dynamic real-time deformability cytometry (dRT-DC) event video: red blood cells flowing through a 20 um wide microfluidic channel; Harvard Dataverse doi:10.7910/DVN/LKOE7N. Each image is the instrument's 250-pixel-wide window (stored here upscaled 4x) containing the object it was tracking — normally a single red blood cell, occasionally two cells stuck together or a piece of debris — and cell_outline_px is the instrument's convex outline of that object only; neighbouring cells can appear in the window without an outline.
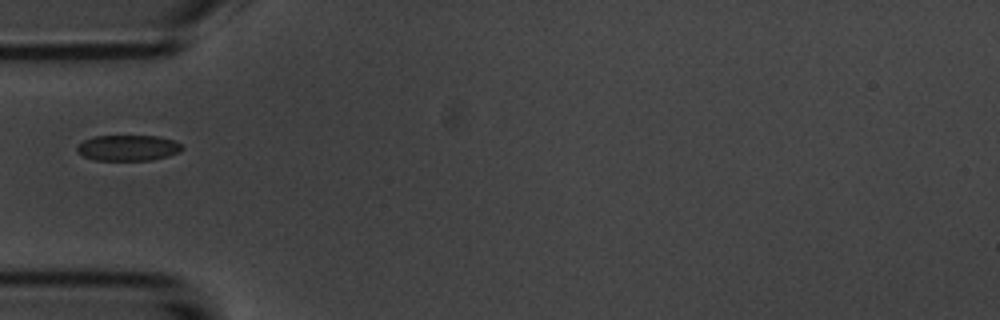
{"species": "common noctule bat (a hibernating species)", "species_latin": "Nyctalus noctula", "temperature_condition": "room temperature", "stored_images_in_passage": 2, "camera_frame_rate_fps": 3000, "um_per_image_px": 0.085, "animal": {"sex": "male", "body_mass_g": 20.1, "forearm_length_mm": 53.5}, "frame": {"image": 1, "passage_image": 2, "time_ms": 2.0, "image_size_px": [1000, 320], "cell_outline_px": [[184, 148], [180, 152], [168, 156], [152, 160], [96, 160], [84, 156], [76, 152], [76, 148], [84, 140], [96, 136], [160, 136], [172, 140], [180, 144]], "centroid_in_image_um": [10.9, 12.57], "position_along_channel_um": 74.1, "area_um2": 15.72}}